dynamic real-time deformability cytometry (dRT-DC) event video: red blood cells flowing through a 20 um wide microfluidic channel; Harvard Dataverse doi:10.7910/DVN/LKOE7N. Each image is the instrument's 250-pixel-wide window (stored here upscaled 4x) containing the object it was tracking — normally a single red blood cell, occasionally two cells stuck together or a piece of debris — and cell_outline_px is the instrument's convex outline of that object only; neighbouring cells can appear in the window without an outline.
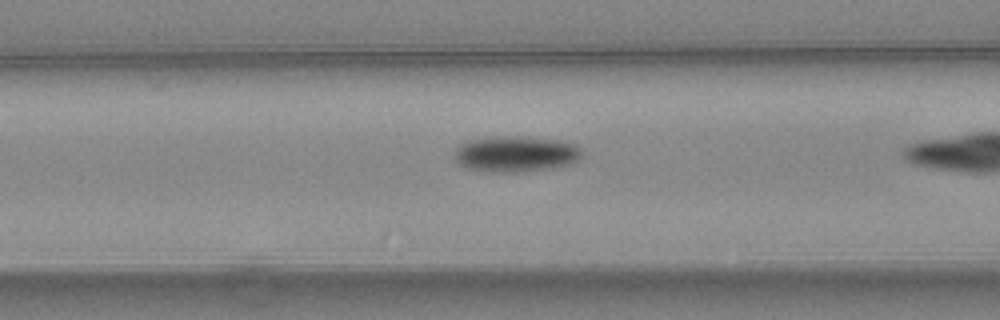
{"species": "common noctule bat (a hibernating species)", "species_latin": "Nyctalus noctula", "temperature_condition": "warm", "stored_images_in_passage": 9, "camera_frame_rate_fps": 3000, "um_per_image_px": 0.085, "animal": {"sex": "female", "body_mass_g": 24.6, "forearm_length_mm": 56.2}, "frame": {"image": 1, "passage_image": 4, "time_ms": 1.0, "image_size_px": [1000, 320], "cell_outline_px": [[584, 156], [572, 164], [556, 168], [524, 172], [488, 172], [468, 168], [460, 164], [456, 160], [456, 148], [460, 144], [472, 140], [492, 136], [516, 136], [560, 140], [576, 144], [584, 148]], "centroid_in_image_um": [43.95, 13.09], "position_along_channel_um": 122.6, "area_um2": 27.17}}
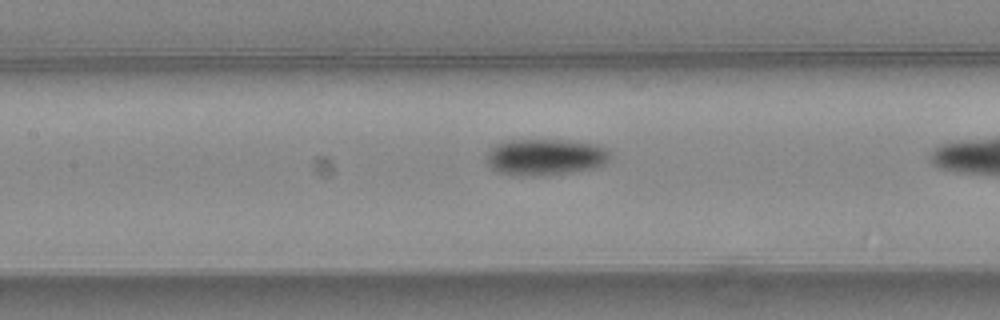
{"frame": {"image": 2, "passage_image": 7, "time_ms": 2.0, "image_size_px": [1000, 320], "cell_outline_px": [[612, 156], [604, 164], [596, 168], [572, 172], [544, 176], [512, 176], [496, 172], [488, 164], [488, 152], [492, 148], [508, 140], [564, 140], [596, 144], [608, 148]], "centroid_in_image_um": [46.4, 13.37], "position_along_channel_um": 161.0, "area_um2": 26.53}}